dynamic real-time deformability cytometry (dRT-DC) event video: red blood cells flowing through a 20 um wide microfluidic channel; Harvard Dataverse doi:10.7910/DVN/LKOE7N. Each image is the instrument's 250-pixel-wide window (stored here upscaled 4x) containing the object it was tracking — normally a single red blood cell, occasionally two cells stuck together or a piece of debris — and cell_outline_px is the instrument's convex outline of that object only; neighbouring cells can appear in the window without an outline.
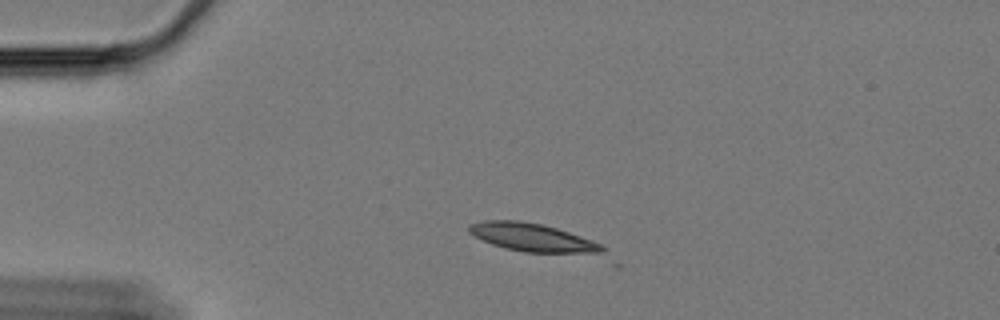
{"species": "Egyptian fruit bat (a non-hibernating species)", "species_latin": "Rousettus aegyptiacus", "temperature_condition": "cold", "stored_images_in_passage": 10, "camera_frame_rate_fps": 3000, "um_per_image_px": 0.085, "animal": {"sex": "female"}, "frame": {"image": 1, "passage_image": 8, "time_ms": 2.333, "image_size_px": [1000, 320], "cell_outline_px": [[620, 268], [616, 268], [524, 252], [504, 248], [492, 244], [468, 232], [468, 224], [484, 220], [520, 220], [540, 224], [556, 228], [604, 244], [608, 248], [620, 264]], "centroid_in_image_um": [46.16, 20.52], "position_along_channel_um": 38.8, "area_um2": 27.05}}